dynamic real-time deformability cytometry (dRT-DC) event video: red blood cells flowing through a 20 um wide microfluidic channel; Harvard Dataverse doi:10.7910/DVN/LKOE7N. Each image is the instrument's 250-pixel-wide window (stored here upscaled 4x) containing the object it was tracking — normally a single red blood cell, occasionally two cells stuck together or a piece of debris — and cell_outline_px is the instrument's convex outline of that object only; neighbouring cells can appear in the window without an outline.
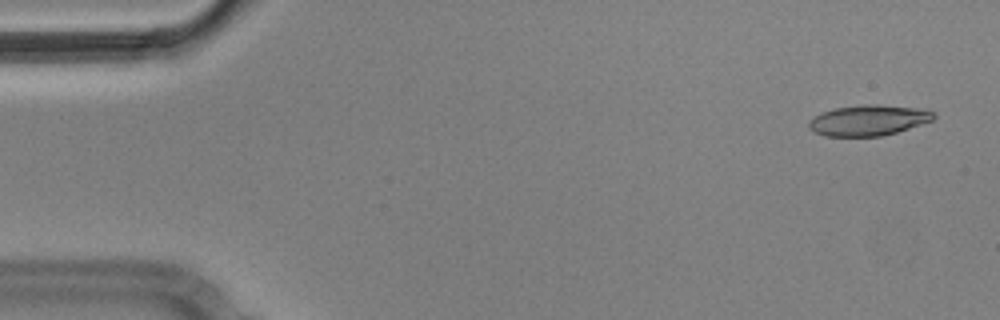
{"species": "Egyptian fruit bat (a non-hibernating species)", "species_latin": "Rousettus aegyptiacus", "temperature_condition": "cold", "stored_images_in_passage": 2, "camera_frame_rate_fps": 3000, "um_per_image_px": 0.085, "animal": {"sex": "male"}, "frame": {"image": 1, "passage_image": 1, "time_ms": 0.0, "image_size_px": [1000, 320], "cell_outline_px": [[936, 116], [932, 120], [896, 132], [880, 136], [824, 136], [808, 128], [808, 120], [820, 112], [832, 108], [864, 104], [876, 104], [916, 108], [936, 112]], "centroid_in_image_um": [73.76, 10.21], "position_along_channel_um": 11.2, "area_um2": 22.31}}